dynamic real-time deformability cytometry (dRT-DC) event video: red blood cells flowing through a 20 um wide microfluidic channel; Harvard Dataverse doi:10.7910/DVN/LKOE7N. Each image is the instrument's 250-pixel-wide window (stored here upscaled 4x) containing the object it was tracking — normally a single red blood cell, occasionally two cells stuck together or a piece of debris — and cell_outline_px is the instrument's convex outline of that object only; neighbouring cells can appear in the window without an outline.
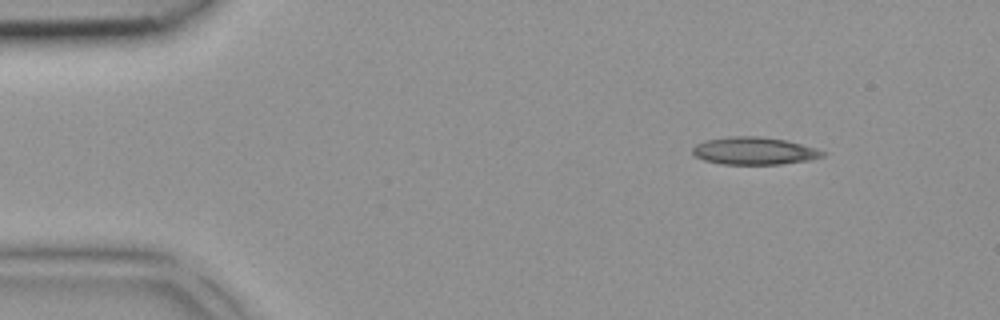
{"species": "common noctule bat (a hibernating species)", "species_latin": "Nyctalus noctula", "temperature_condition": "room temperature", "stored_images_in_passage": 3, "camera_frame_rate_fps": 3000, "um_per_image_px": 0.085, "animal": {"sex": "female", "body_mass_g": 18.4}, "frame": {"image": 1, "passage_image": 1, "time_ms": 0.0, "image_size_px": [1000, 320], "cell_outline_px": [[828, 152], [824, 156], [812, 160], [780, 164], [724, 164], [704, 160], [696, 156], [692, 152], [692, 148], [696, 144], [704, 140], [728, 136], [756, 136], [784, 140], [816, 148]], "centroid_in_image_um": [64.12, 12.82], "position_along_channel_um": 20.9, "area_um2": 20.87}}
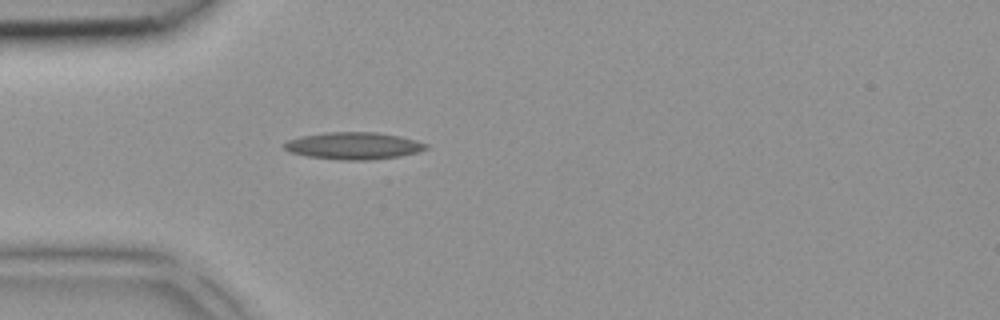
{"frame": {"image": 2, "passage_image": 3, "time_ms": 0.667, "image_size_px": [1000, 320], "cell_outline_px": [[428, 148], [416, 152], [400, 156], [372, 160], [340, 160], [308, 156], [288, 152], [284, 148], [284, 144], [288, 140], [300, 136], [324, 132], [376, 132], [400, 136], [416, 140], [428, 144]], "centroid_in_image_um": [30.05, 12.39], "position_along_channel_um": 55.0, "area_um2": 22.48}}